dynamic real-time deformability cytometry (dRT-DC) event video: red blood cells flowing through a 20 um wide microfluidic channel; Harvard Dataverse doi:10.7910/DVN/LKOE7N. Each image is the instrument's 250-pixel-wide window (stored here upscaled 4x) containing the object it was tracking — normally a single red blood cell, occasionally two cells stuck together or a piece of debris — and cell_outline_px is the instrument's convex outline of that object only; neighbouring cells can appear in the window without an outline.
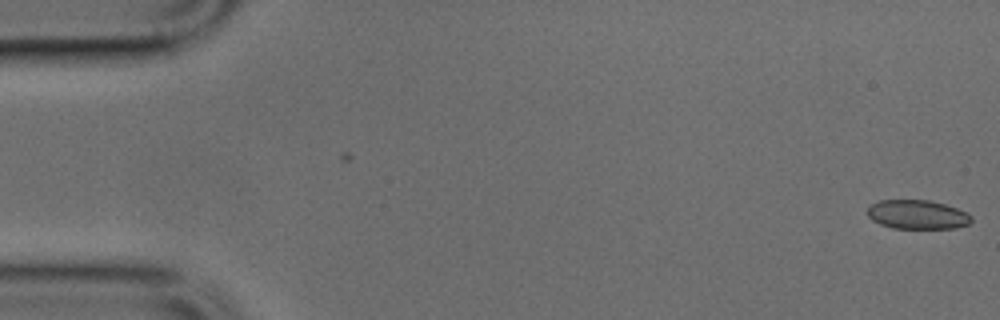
{"species": "common noctule bat (a hibernating species)", "species_latin": "Nyctalus noctula", "temperature_condition": "cold", "stored_images_in_passage": 49, "camera_frame_rate_fps": 3000, "um_per_image_px": 0.085, "animal": {"sex": "male", "body_mass_g": 17.9, "forearm_length_mm": 54.2}, "frame": {"image": 1, "passage_image": 1, "time_ms": 0.0, "image_size_px": [1000, 320], "cell_outline_px": [[972, 220], [968, 224], [956, 228], [892, 228], [880, 224], [872, 220], [868, 216], [868, 208], [872, 204], [880, 200], [928, 200], [944, 204], [968, 212], [972, 216]], "centroid_in_image_um": [77.99, 18.24], "position_along_channel_um": 7.0, "area_um2": 17.57}}
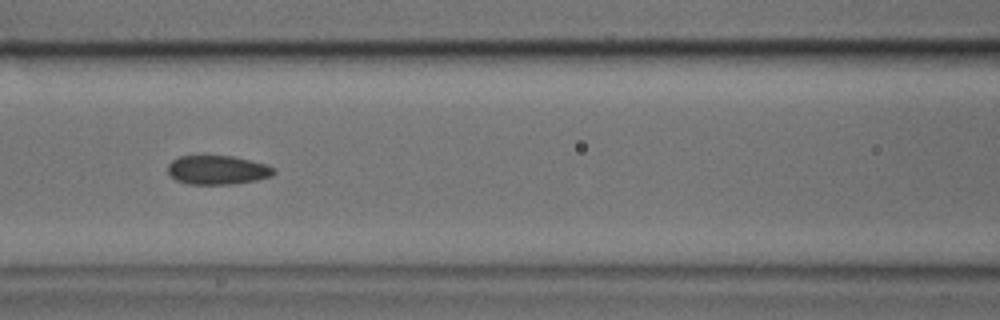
{"frame": {"image": 2, "passage_image": 21, "time_ms": 6.667, "image_size_px": [1000, 320], "cell_outline_px": [[276, 172], [272, 176], [256, 180], [232, 184], [188, 184], [176, 180], [168, 172], [168, 164], [172, 160], [180, 156], [204, 152], [232, 156], [264, 164], [272, 168]], "centroid_in_image_um": [18.42, 14.4], "position_along_channel_um": 148.2, "area_um2": 18.44}}
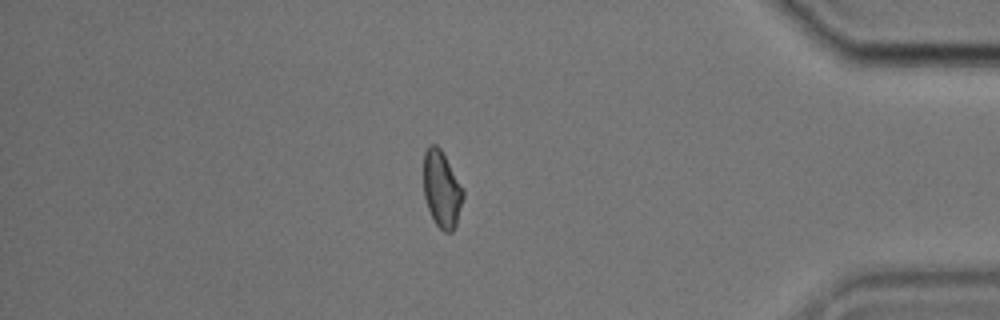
{"frame": {"image": 3, "passage_image": 42, "time_ms": 13.667, "image_size_px": [1000, 320], "cell_outline_px": [[464, 196], [456, 224], [452, 232], [444, 232], [436, 224], [428, 208], [424, 196], [424, 152], [428, 144], [436, 144], [440, 148], [464, 188]], "centroid_in_image_um": [37.55, 16.06], "position_along_channel_um": 397.6, "area_um2": 17.69}}